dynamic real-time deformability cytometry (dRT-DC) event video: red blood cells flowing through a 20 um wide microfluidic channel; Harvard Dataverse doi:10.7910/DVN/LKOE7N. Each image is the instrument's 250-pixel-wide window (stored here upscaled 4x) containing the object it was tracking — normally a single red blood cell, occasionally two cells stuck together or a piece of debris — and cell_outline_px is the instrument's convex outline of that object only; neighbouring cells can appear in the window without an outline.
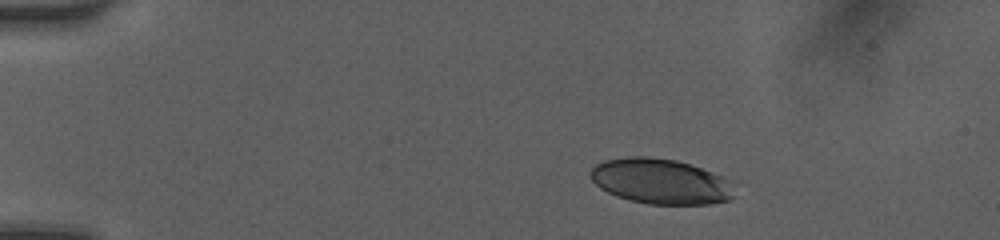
{"species": "human", "species_latin": "Homo sapiens", "temperature_condition": "room temperature", "stored_images_in_passage": 10, "camera_frame_rate_fps": 3000, "um_per_image_px": 0.085, "donor": {"sex": "female"}, "frame": {"image": 1, "passage_image": 1, "time_ms": 0.0, "image_size_px": [1000, 240], "cell_outline_px": [[732, 196], [728, 200], [712, 204], [648, 204], [616, 196], [600, 188], [588, 176], [588, 172], [596, 164], [604, 160], [628, 156], [648, 156], [676, 160], [724, 176], [732, 180]], "centroid_in_image_um": [56.13, 15.4], "position_along_channel_um": 28.9, "area_um2": 38.09}}
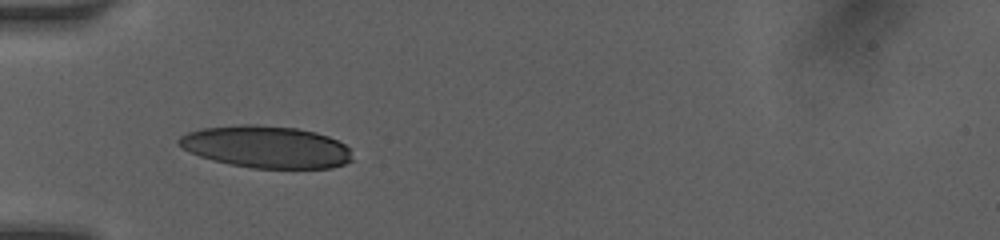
{"frame": {"image": 2, "passage_image": 9, "time_ms": 2.667, "image_size_px": [1000, 240], "cell_outline_px": [[352, 160], [344, 164], [332, 168], [252, 168], [228, 164], [212, 160], [200, 156], [184, 148], [176, 140], [180, 136], [188, 132], [200, 128], [240, 124], [256, 124], [296, 128], [316, 132], [328, 136], [344, 144], [348, 148]], "centroid_in_image_um": [22.61, 12.48], "position_along_channel_um": 62.4, "area_um2": 42.54}}
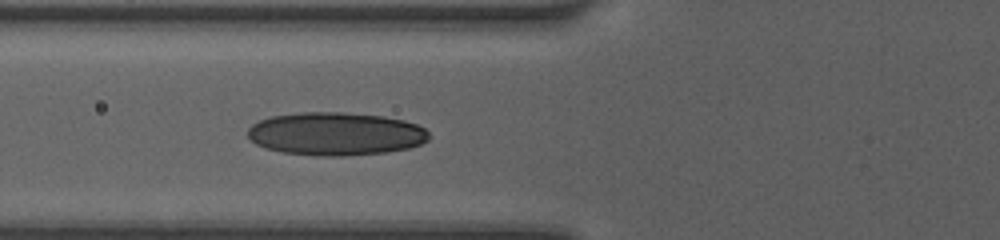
{"frame": {"image": 3, "passage_image": 10, "time_ms": 3.667, "image_size_px": [1000, 240], "cell_outline_px": [[428, 140], [420, 144], [408, 148], [388, 152], [344, 156], [316, 156], [280, 152], [256, 144], [248, 136], [248, 128], [252, 124], [260, 120], [272, 116], [304, 112], [340, 112], [384, 116], [404, 120], [416, 124], [424, 128], [428, 132]], "centroid_in_image_um": [28.53, 11.38], "position_along_channel_um": 97.3, "area_um2": 45.55}}